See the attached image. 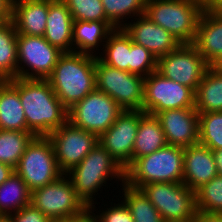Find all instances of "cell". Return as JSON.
<instances>
[{"label":"cell","mask_w":222,"mask_h":222,"mask_svg":"<svg viewBox=\"0 0 222 222\" xmlns=\"http://www.w3.org/2000/svg\"><path fill=\"white\" fill-rule=\"evenodd\" d=\"M19 98L34 136H49L68 121V109L46 79L19 78Z\"/></svg>","instance_id":"obj_1"},{"label":"cell","mask_w":222,"mask_h":222,"mask_svg":"<svg viewBox=\"0 0 222 222\" xmlns=\"http://www.w3.org/2000/svg\"><path fill=\"white\" fill-rule=\"evenodd\" d=\"M95 60V55L63 53L46 78L67 109L96 89Z\"/></svg>","instance_id":"obj_2"},{"label":"cell","mask_w":222,"mask_h":222,"mask_svg":"<svg viewBox=\"0 0 222 222\" xmlns=\"http://www.w3.org/2000/svg\"><path fill=\"white\" fill-rule=\"evenodd\" d=\"M65 175L70 179L76 194L89 207V210H95L94 204L98 203H94V198L109 179L125 182V170L99 143Z\"/></svg>","instance_id":"obj_3"},{"label":"cell","mask_w":222,"mask_h":222,"mask_svg":"<svg viewBox=\"0 0 222 222\" xmlns=\"http://www.w3.org/2000/svg\"><path fill=\"white\" fill-rule=\"evenodd\" d=\"M203 11L201 0H146L144 15L180 44H193Z\"/></svg>","instance_id":"obj_4"},{"label":"cell","mask_w":222,"mask_h":222,"mask_svg":"<svg viewBox=\"0 0 222 222\" xmlns=\"http://www.w3.org/2000/svg\"><path fill=\"white\" fill-rule=\"evenodd\" d=\"M184 148L167 144L137 158L125 170V183L141 188L151 183L183 182Z\"/></svg>","instance_id":"obj_5"},{"label":"cell","mask_w":222,"mask_h":222,"mask_svg":"<svg viewBox=\"0 0 222 222\" xmlns=\"http://www.w3.org/2000/svg\"><path fill=\"white\" fill-rule=\"evenodd\" d=\"M14 171L31 191L55 182L64 174L48 136H35L31 140Z\"/></svg>","instance_id":"obj_6"},{"label":"cell","mask_w":222,"mask_h":222,"mask_svg":"<svg viewBox=\"0 0 222 222\" xmlns=\"http://www.w3.org/2000/svg\"><path fill=\"white\" fill-rule=\"evenodd\" d=\"M50 220L89 215V207L76 194L70 179L63 174L55 182L31 192V202Z\"/></svg>","instance_id":"obj_7"},{"label":"cell","mask_w":222,"mask_h":222,"mask_svg":"<svg viewBox=\"0 0 222 222\" xmlns=\"http://www.w3.org/2000/svg\"><path fill=\"white\" fill-rule=\"evenodd\" d=\"M145 77L110 67L97 56L96 89L109 95L123 110H142Z\"/></svg>","instance_id":"obj_8"},{"label":"cell","mask_w":222,"mask_h":222,"mask_svg":"<svg viewBox=\"0 0 222 222\" xmlns=\"http://www.w3.org/2000/svg\"><path fill=\"white\" fill-rule=\"evenodd\" d=\"M165 222L193 220L197 212L195 191L183 182L151 183L140 188Z\"/></svg>","instance_id":"obj_9"},{"label":"cell","mask_w":222,"mask_h":222,"mask_svg":"<svg viewBox=\"0 0 222 222\" xmlns=\"http://www.w3.org/2000/svg\"><path fill=\"white\" fill-rule=\"evenodd\" d=\"M122 112L123 109L109 95L95 89L68 109V121L99 137Z\"/></svg>","instance_id":"obj_10"},{"label":"cell","mask_w":222,"mask_h":222,"mask_svg":"<svg viewBox=\"0 0 222 222\" xmlns=\"http://www.w3.org/2000/svg\"><path fill=\"white\" fill-rule=\"evenodd\" d=\"M195 107V92L185 85L165 78L159 72L150 73L144 80L142 110L156 116L169 109Z\"/></svg>","instance_id":"obj_11"},{"label":"cell","mask_w":222,"mask_h":222,"mask_svg":"<svg viewBox=\"0 0 222 222\" xmlns=\"http://www.w3.org/2000/svg\"><path fill=\"white\" fill-rule=\"evenodd\" d=\"M17 52V78L23 79H46L63 54L43 36L22 34H17Z\"/></svg>","instance_id":"obj_12"},{"label":"cell","mask_w":222,"mask_h":222,"mask_svg":"<svg viewBox=\"0 0 222 222\" xmlns=\"http://www.w3.org/2000/svg\"><path fill=\"white\" fill-rule=\"evenodd\" d=\"M209 67L193 44H180L167 55L157 58L156 71L196 92Z\"/></svg>","instance_id":"obj_13"},{"label":"cell","mask_w":222,"mask_h":222,"mask_svg":"<svg viewBox=\"0 0 222 222\" xmlns=\"http://www.w3.org/2000/svg\"><path fill=\"white\" fill-rule=\"evenodd\" d=\"M60 170L66 174L77 166L99 143L95 133L75 127L69 121L49 136Z\"/></svg>","instance_id":"obj_14"},{"label":"cell","mask_w":222,"mask_h":222,"mask_svg":"<svg viewBox=\"0 0 222 222\" xmlns=\"http://www.w3.org/2000/svg\"><path fill=\"white\" fill-rule=\"evenodd\" d=\"M140 110H123L113 125L99 137V144L126 170L133 163V147Z\"/></svg>","instance_id":"obj_15"},{"label":"cell","mask_w":222,"mask_h":222,"mask_svg":"<svg viewBox=\"0 0 222 222\" xmlns=\"http://www.w3.org/2000/svg\"><path fill=\"white\" fill-rule=\"evenodd\" d=\"M167 144L186 148L199 141V117L195 107L169 109L159 112Z\"/></svg>","instance_id":"obj_16"},{"label":"cell","mask_w":222,"mask_h":222,"mask_svg":"<svg viewBox=\"0 0 222 222\" xmlns=\"http://www.w3.org/2000/svg\"><path fill=\"white\" fill-rule=\"evenodd\" d=\"M134 19L136 21L126 22L122 29L133 42L142 45L157 58L167 55L180 45L173 35L144 14Z\"/></svg>","instance_id":"obj_17"},{"label":"cell","mask_w":222,"mask_h":222,"mask_svg":"<svg viewBox=\"0 0 222 222\" xmlns=\"http://www.w3.org/2000/svg\"><path fill=\"white\" fill-rule=\"evenodd\" d=\"M218 175L213 151L200 144L184 148L183 183L193 191Z\"/></svg>","instance_id":"obj_18"},{"label":"cell","mask_w":222,"mask_h":222,"mask_svg":"<svg viewBox=\"0 0 222 222\" xmlns=\"http://www.w3.org/2000/svg\"><path fill=\"white\" fill-rule=\"evenodd\" d=\"M193 45L210 66L222 56V10L204 9Z\"/></svg>","instance_id":"obj_19"},{"label":"cell","mask_w":222,"mask_h":222,"mask_svg":"<svg viewBox=\"0 0 222 222\" xmlns=\"http://www.w3.org/2000/svg\"><path fill=\"white\" fill-rule=\"evenodd\" d=\"M73 18L62 0H49L44 38L63 53L73 52Z\"/></svg>","instance_id":"obj_20"},{"label":"cell","mask_w":222,"mask_h":222,"mask_svg":"<svg viewBox=\"0 0 222 222\" xmlns=\"http://www.w3.org/2000/svg\"><path fill=\"white\" fill-rule=\"evenodd\" d=\"M49 0H13L12 22L17 34L44 36Z\"/></svg>","instance_id":"obj_21"},{"label":"cell","mask_w":222,"mask_h":222,"mask_svg":"<svg viewBox=\"0 0 222 222\" xmlns=\"http://www.w3.org/2000/svg\"><path fill=\"white\" fill-rule=\"evenodd\" d=\"M0 130L30 132L19 98V78L7 80L0 88Z\"/></svg>","instance_id":"obj_22"},{"label":"cell","mask_w":222,"mask_h":222,"mask_svg":"<svg viewBox=\"0 0 222 222\" xmlns=\"http://www.w3.org/2000/svg\"><path fill=\"white\" fill-rule=\"evenodd\" d=\"M115 29L117 28L110 21L74 20L72 32L73 52L96 56L97 47L99 48L100 44L104 46L108 36Z\"/></svg>","instance_id":"obj_23"},{"label":"cell","mask_w":222,"mask_h":222,"mask_svg":"<svg viewBox=\"0 0 222 222\" xmlns=\"http://www.w3.org/2000/svg\"><path fill=\"white\" fill-rule=\"evenodd\" d=\"M167 145L159 119L140 110V121L133 147V162Z\"/></svg>","instance_id":"obj_24"},{"label":"cell","mask_w":222,"mask_h":222,"mask_svg":"<svg viewBox=\"0 0 222 222\" xmlns=\"http://www.w3.org/2000/svg\"><path fill=\"white\" fill-rule=\"evenodd\" d=\"M198 113L222 111V74L209 67L195 92Z\"/></svg>","instance_id":"obj_25"},{"label":"cell","mask_w":222,"mask_h":222,"mask_svg":"<svg viewBox=\"0 0 222 222\" xmlns=\"http://www.w3.org/2000/svg\"><path fill=\"white\" fill-rule=\"evenodd\" d=\"M31 192L21 177L14 172L0 185V217L6 218L30 204Z\"/></svg>","instance_id":"obj_26"},{"label":"cell","mask_w":222,"mask_h":222,"mask_svg":"<svg viewBox=\"0 0 222 222\" xmlns=\"http://www.w3.org/2000/svg\"><path fill=\"white\" fill-rule=\"evenodd\" d=\"M101 50H103V53L101 52V55L99 53L97 57L103 63L110 67L129 72L130 37L122 28L115 29L108 36Z\"/></svg>","instance_id":"obj_27"},{"label":"cell","mask_w":222,"mask_h":222,"mask_svg":"<svg viewBox=\"0 0 222 222\" xmlns=\"http://www.w3.org/2000/svg\"><path fill=\"white\" fill-rule=\"evenodd\" d=\"M17 32L12 20L0 27V75L6 80L17 78Z\"/></svg>","instance_id":"obj_28"},{"label":"cell","mask_w":222,"mask_h":222,"mask_svg":"<svg viewBox=\"0 0 222 222\" xmlns=\"http://www.w3.org/2000/svg\"><path fill=\"white\" fill-rule=\"evenodd\" d=\"M121 185L123 190L121 193L124 195L122 199L130 210L134 222H165L141 189L129 186L125 182Z\"/></svg>","instance_id":"obj_29"},{"label":"cell","mask_w":222,"mask_h":222,"mask_svg":"<svg viewBox=\"0 0 222 222\" xmlns=\"http://www.w3.org/2000/svg\"><path fill=\"white\" fill-rule=\"evenodd\" d=\"M34 137L31 132L0 130V162L15 169Z\"/></svg>","instance_id":"obj_30"},{"label":"cell","mask_w":222,"mask_h":222,"mask_svg":"<svg viewBox=\"0 0 222 222\" xmlns=\"http://www.w3.org/2000/svg\"><path fill=\"white\" fill-rule=\"evenodd\" d=\"M106 18L116 27L123 28L124 19L144 14L146 0H101ZM127 17V18H126Z\"/></svg>","instance_id":"obj_31"},{"label":"cell","mask_w":222,"mask_h":222,"mask_svg":"<svg viewBox=\"0 0 222 222\" xmlns=\"http://www.w3.org/2000/svg\"><path fill=\"white\" fill-rule=\"evenodd\" d=\"M198 143L212 151L222 149V111L198 113Z\"/></svg>","instance_id":"obj_32"},{"label":"cell","mask_w":222,"mask_h":222,"mask_svg":"<svg viewBox=\"0 0 222 222\" xmlns=\"http://www.w3.org/2000/svg\"><path fill=\"white\" fill-rule=\"evenodd\" d=\"M196 209L222 214V176L217 175L195 191Z\"/></svg>","instance_id":"obj_33"},{"label":"cell","mask_w":222,"mask_h":222,"mask_svg":"<svg viewBox=\"0 0 222 222\" xmlns=\"http://www.w3.org/2000/svg\"><path fill=\"white\" fill-rule=\"evenodd\" d=\"M68 7L73 20L109 21L101 0H62Z\"/></svg>","instance_id":"obj_34"},{"label":"cell","mask_w":222,"mask_h":222,"mask_svg":"<svg viewBox=\"0 0 222 222\" xmlns=\"http://www.w3.org/2000/svg\"><path fill=\"white\" fill-rule=\"evenodd\" d=\"M157 69V57L130 38L129 72L147 77Z\"/></svg>","instance_id":"obj_35"},{"label":"cell","mask_w":222,"mask_h":222,"mask_svg":"<svg viewBox=\"0 0 222 222\" xmlns=\"http://www.w3.org/2000/svg\"><path fill=\"white\" fill-rule=\"evenodd\" d=\"M120 203H114V206L111 204V207L106 208L105 211L102 210L100 215L94 214V210H89L91 220L93 222H134L130 210L124 201L122 200Z\"/></svg>","instance_id":"obj_36"},{"label":"cell","mask_w":222,"mask_h":222,"mask_svg":"<svg viewBox=\"0 0 222 222\" xmlns=\"http://www.w3.org/2000/svg\"><path fill=\"white\" fill-rule=\"evenodd\" d=\"M6 218L9 222H50V219L32 204L26 205Z\"/></svg>","instance_id":"obj_37"},{"label":"cell","mask_w":222,"mask_h":222,"mask_svg":"<svg viewBox=\"0 0 222 222\" xmlns=\"http://www.w3.org/2000/svg\"><path fill=\"white\" fill-rule=\"evenodd\" d=\"M193 222H222V214L197 211Z\"/></svg>","instance_id":"obj_38"},{"label":"cell","mask_w":222,"mask_h":222,"mask_svg":"<svg viewBox=\"0 0 222 222\" xmlns=\"http://www.w3.org/2000/svg\"><path fill=\"white\" fill-rule=\"evenodd\" d=\"M13 0H0V17L5 21L12 20Z\"/></svg>","instance_id":"obj_39"},{"label":"cell","mask_w":222,"mask_h":222,"mask_svg":"<svg viewBox=\"0 0 222 222\" xmlns=\"http://www.w3.org/2000/svg\"><path fill=\"white\" fill-rule=\"evenodd\" d=\"M14 172L11 166L0 162V185H2Z\"/></svg>","instance_id":"obj_40"},{"label":"cell","mask_w":222,"mask_h":222,"mask_svg":"<svg viewBox=\"0 0 222 222\" xmlns=\"http://www.w3.org/2000/svg\"><path fill=\"white\" fill-rule=\"evenodd\" d=\"M204 9L208 10H222V0H201Z\"/></svg>","instance_id":"obj_41"},{"label":"cell","mask_w":222,"mask_h":222,"mask_svg":"<svg viewBox=\"0 0 222 222\" xmlns=\"http://www.w3.org/2000/svg\"><path fill=\"white\" fill-rule=\"evenodd\" d=\"M213 156L217 166L218 175L222 176V149L213 151Z\"/></svg>","instance_id":"obj_42"},{"label":"cell","mask_w":222,"mask_h":222,"mask_svg":"<svg viewBox=\"0 0 222 222\" xmlns=\"http://www.w3.org/2000/svg\"><path fill=\"white\" fill-rule=\"evenodd\" d=\"M91 219L90 214L83 217H75L70 219L50 220V222H88Z\"/></svg>","instance_id":"obj_43"},{"label":"cell","mask_w":222,"mask_h":222,"mask_svg":"<svg viewBox=\"0 0 222 222\" xmlns=\"http://www.w3.org/2000/svg\"><path fill=\"white\" fill-rule=\"evenodd\" d=\"M211 67H213L217 72L222 74V56L218 58Z\"/></svg>","instance_id":"obj_44"},{"label":"cell","mask_w":222,"mask_h":222,"mask_svg":"<svg viewBox=\"0 0 222 222\" xmlns=\"http://www.w3.org/2000/svg\"><path fill=\"white\" fill-rule=\"evenodd\" d=\"M7 80L0 75V88Z\"/></svg>","instance_id":"obj_45"},{"label":"cell","mask_w":222,"mask_h":222,"mask_svg":"<svg viewBox=\"0 0 222 222\" xmlns=\"http://www.w3.org/2000/svg\"><path fill=\"white\" fill-rule=\"evenodd\" d=\"M0 222H9L7 218L0 217Z\"/></svg>","instance_id":"obj_46"},{"label":"cell","mask_w":222,"mask_h":222,"mask_svg":"<svg viewBox=\"0 0 222 222\" xmlns=\"http://www.w3.org/2000/svg\"><path fill=\"white\" fill-rule=\"evenodd\" d=\"M5 23V21L0 17V27Z\"/></svg>","instance_id":"obj_47"},{"label":"cell","mask_w":222,"mask_h":222,"mask_svg":"<svg viewBox=\"0 0 222 222\" xmlns=\"http://www.w3.org/2000/svg\"><path fill=\"white\" fill-rule=\"evenodd\" d=\"M176 222H193V220H189V221H176Z\"/></svg>","instance_id":"obj_48"}]
</instances>
